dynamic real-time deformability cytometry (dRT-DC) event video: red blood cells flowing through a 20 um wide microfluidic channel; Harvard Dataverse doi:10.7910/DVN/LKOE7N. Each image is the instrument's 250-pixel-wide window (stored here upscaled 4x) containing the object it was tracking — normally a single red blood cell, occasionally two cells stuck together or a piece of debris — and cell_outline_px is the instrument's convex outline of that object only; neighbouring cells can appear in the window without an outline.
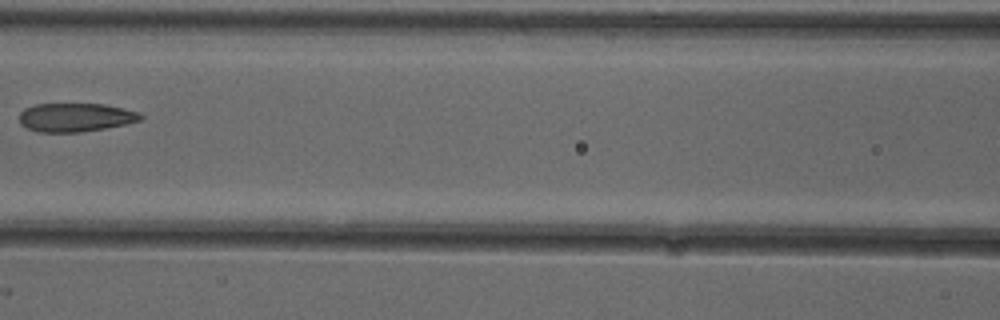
{"species": "common noctule bat (a hibernating species)", "species_latin": "Nyctalus noctula", "temperature_condition": "cold", "stored_images_in_passage": 6, "camera_frame_rate_fps": 3000, "um_per_image_px": 0.085, "animal": {"sex": "female"}, "frame": {"image": 1, "passage_image": 6, "time_ms": 1.667, "image_size_px": [1000, 320], "cell_outline_px": [[144, 116], [140, 120], [124, 124], [104, 128], [80, 132], [40, 132], [28, 128], [20, 124], [20, 112], [24, 108], [36, 104], [104, 104], [124, 108], [140, 112]], "centroid_in_image_um": [6.42, 9.97], "position_along_channel_um": 160.2, "area_um2": 20.17}}